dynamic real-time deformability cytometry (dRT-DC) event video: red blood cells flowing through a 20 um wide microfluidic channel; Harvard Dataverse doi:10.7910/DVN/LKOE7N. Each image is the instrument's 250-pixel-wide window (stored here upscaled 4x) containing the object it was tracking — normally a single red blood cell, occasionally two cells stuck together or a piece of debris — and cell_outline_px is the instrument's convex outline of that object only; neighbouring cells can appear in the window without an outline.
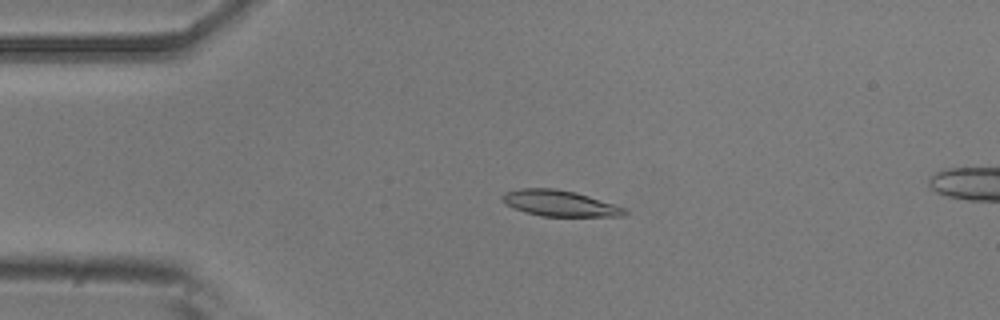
{"species": "common noctule bat (a hibernating species)", "species_latin": "Nyctalus noctula", "temperature_condition": "room temperature", "stored_images_in_passage": 54, "segment_of_instrument_passage": [1, 2], "camera_frame_rate_fps": 3000, "um_per_image_px": 0.085, "animal": {"sex": "male", "body_mass_g": 20.5, "forearm_length_mm": 52.5}, "frame": {"image": 1, "passage_image": 12, "time_ms": 3.667, "image_size_px": [1000, 320], "cell_outline_px": [[628, 212], [624, 216], [540, 216], [524, 212], [504, 204], [500, 200], [500, 196], [504, 192], [520, 188], [556, 188], [576, 192], [616, 204], [624, 208]], "centroid_in_image_um": [47.53, 17.27], "position_along_channel_um": 37.5, "area_um2": 18.79}}
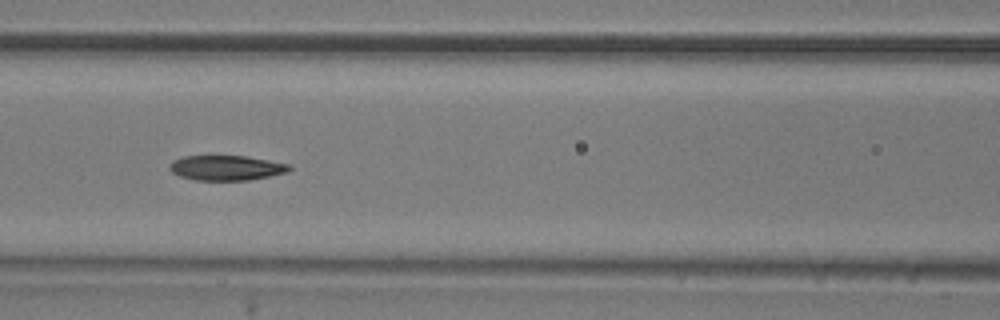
{"frame": {"image": 2, "passage_image": 23, "time_ms": 7.333, "image_size_px": [1000, 320], "cell_outline_px": [[292, 168], [288, 172], [248, 180], [196, 180], [180, 176], [172, 172], [168, 168], [168, 164], [172, 160], [184, 156], [208, 152], [244, 156], [292, 164]], "centroid_in_image_um": [19.17, 14.21], "position_along_channel_um": 147.4, "area_um2": 18.32}}
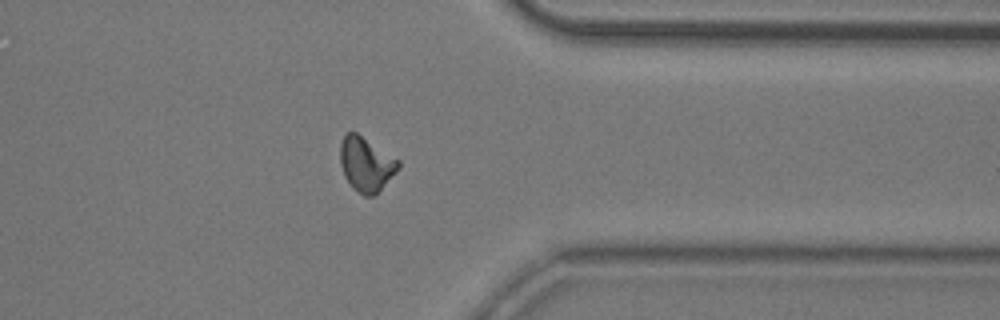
{"frame": {"image": 3, "passage_image": 42, "time_ms": 13.667, "image_size_px": [1000, 320], "cell_outline_px": [[400, 168], [376, 196], [364, 196], [352, 188], [344, 176], [340, 164], [340, 144], [344, 136], [348, 132], [356, 132], [400, 160]], "centroid_in_image_um": [31.13, 13.98], "position_along_channel_um": 380.3, "area_um2": 18.67}}